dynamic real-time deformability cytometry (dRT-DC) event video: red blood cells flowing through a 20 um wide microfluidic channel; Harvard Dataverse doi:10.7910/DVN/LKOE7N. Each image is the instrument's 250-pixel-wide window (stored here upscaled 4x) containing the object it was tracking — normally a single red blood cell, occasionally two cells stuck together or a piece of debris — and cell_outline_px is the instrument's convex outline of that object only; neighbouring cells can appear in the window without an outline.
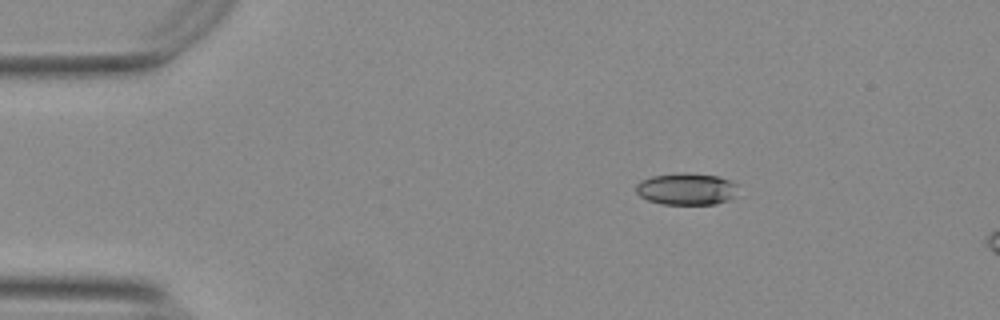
{"species": "Egyptian fruit bat (a non-hibernating species)", "species_latin": "Rousettus aegyptiacus", "temperature_condition": "warm", "stored_images_in_passage": 47, "camera_frame_rate_fps": 3000, "um_per_image_px": 0.085, "animal": {"sex": "female"}, "frame": {"image": 1, "passage_image": 1, "time_ms": 0.0, "image_size_px": [1000, 320], "cell_outline_px": [[736, 196], [728, 200], [716, 204], [660, 204], [648, 200], [640, 196], [636, 192], [636, 184], [640, 180], [652, 176], [716, 176], [728, 180], [736, 184]], "centroid_in_image_um": [58.33, 16.13], "position_along_channel_um": 26.7, "area_um2": 18.03}}
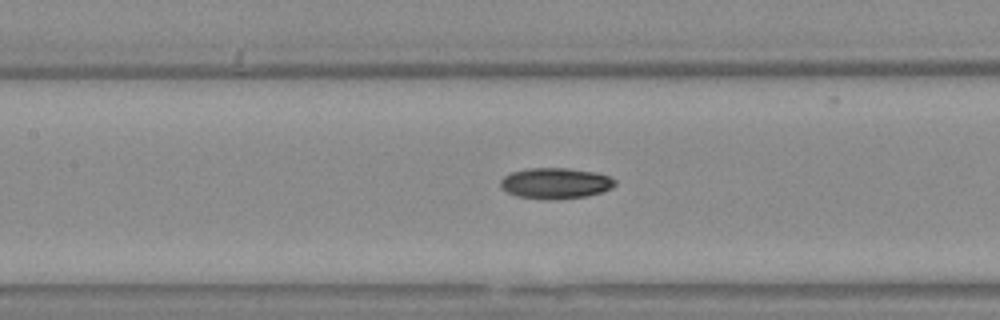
{"frame": {"image": 2, "passage_image": 17, "time_ms": 5.333, "image_size_px": [1000, 320], "cell_outline_px": [[616, 184], [612, 188], [600, 192], [584, 196], [516, 196], [508, 192], [500, 184], [500, 180], [504, 176], [512, 172], [528, 168], [568, 168], [596, 172], [608, 176], [616, 180]], "centroid_in_image_um": [47.25, 15.51], "position_along_channel_um": 160.2, "area_um2": 19.48}}
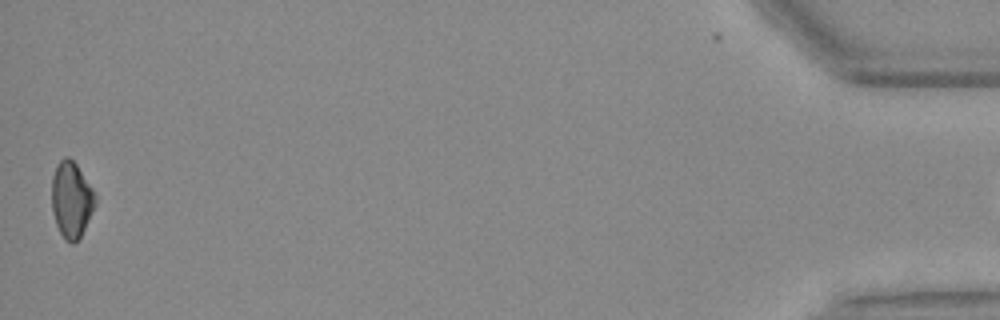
{"frame": {"image": 3, "passage_image": 46, "time_ms": 15.0, "image_size_px": [1000, 320], "cell_outline_px": [[96, 204], [80, 236], [72, 244], [64, 240], [56, 224], [52, 212], [52, 176], [56, 164], [64, 156], [68, 156], [76, 164], [92, 188], [96, 196]], "centroid_in_image_um": [6.05, 16.95], "position_along_channel_um": 429.1, "area_um2": 19.19}}